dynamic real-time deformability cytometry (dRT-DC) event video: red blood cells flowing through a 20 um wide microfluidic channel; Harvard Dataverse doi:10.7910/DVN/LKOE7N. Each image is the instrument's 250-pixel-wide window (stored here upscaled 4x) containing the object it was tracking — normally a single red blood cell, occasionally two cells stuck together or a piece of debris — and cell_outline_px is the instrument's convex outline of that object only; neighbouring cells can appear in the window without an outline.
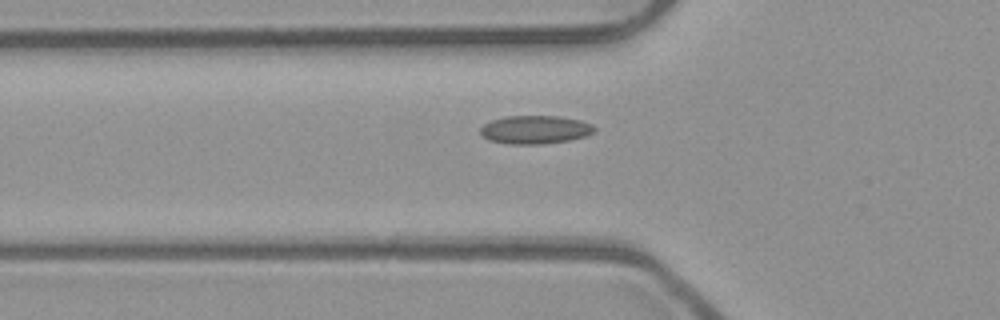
{"species": "common noctule bat (a hibernating species)", "species_latin": "Nyctalus noctula", "temperature_condition": "room temperature", "stored_images_in_passage": 36, "camera_frame_rate_fps": 3000, "um_per_image_px": 0.085, "animal": {"sex": "male", "body_mass_g": 23.1, "forearm_length_mm": 52.7}, "frame": {"image": 1, "passage_image": 8, "time_ms": 2.333, "image_size_px": [1000, 320], "cell_outline_px": [[596, 132], [584, 136], [568, 140], [544, 144], [508, 144], [488, 140], [480, 136], [480, 128], [484, 124], [492, 120], [504, 116], [560, 116], [580, 120], [592, 124], [596, 128]], "centroid_in_image_um": [45.46, 11.02], "position_along_channel_um": 80.3, "area_um2": 19.02}}
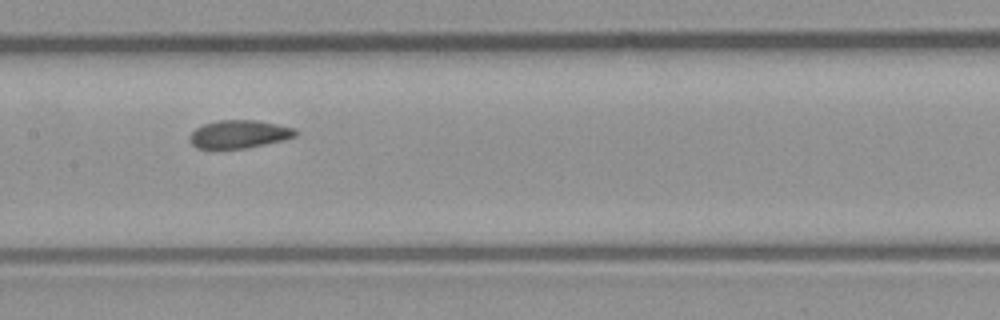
{"frame": {"image": 2, "passage_image": 16, "time_ms": 5.0, "image_size_px": [1000, 320], "cell_outline_px": [[300, 132], [296, 136], [280, 140], [244, 148], [196, 148], [188, 140], [188, 136], [196, 128], [204, 124], [216, 120], [256, 120], [296, 128]], "centroid_in_image_um": [20.3, 11.39], "position_along_channel_um": 187.1, "area_um2": 17.17}}
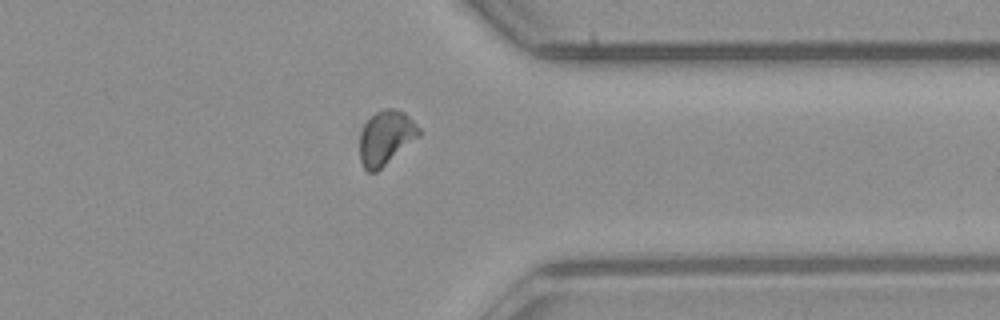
{"frame": {"image": 3, "passage_image": 31, "time_ms": 10.0, "image_size_px": [1000, 320], "cell_outline_px": [[420, 136], [376, 172], [368, 172], [364, 168], [360, 160], [360, 132], [364, 124], [376, 112], [384, 108], [392, 108], [404, 112], [420, 128]], "centroid_in_image_um": [32.79, 11.7], "position_along_channel_um": 378.6, "area_um2": 18.61}}